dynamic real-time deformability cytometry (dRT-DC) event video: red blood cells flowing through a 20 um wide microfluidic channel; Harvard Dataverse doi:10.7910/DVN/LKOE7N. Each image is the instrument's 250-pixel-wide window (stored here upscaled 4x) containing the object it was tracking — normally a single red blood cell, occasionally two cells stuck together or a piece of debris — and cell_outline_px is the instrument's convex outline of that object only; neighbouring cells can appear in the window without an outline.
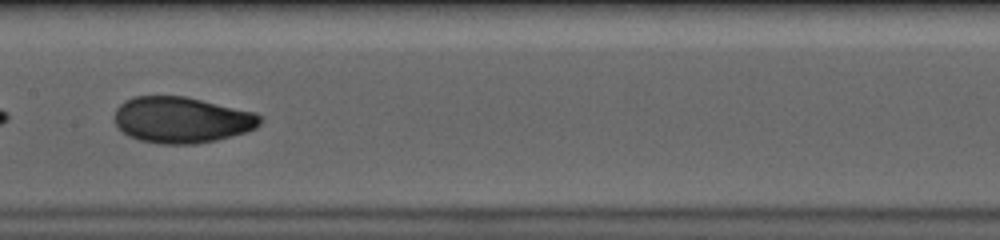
{"species": "human", "species_latin": "Homo sapiens", "temperature_condition": "cold", "stored_images_in_passage": 54, "camera_frame_rate_fps": 3000, "um_per_image_px": 0.085, "donor": {"sex": "male"}, "frame": {"image": 1, "passage_image": 27, "time_ms": 8.667, "image_size_px": [1000, 240], "cell_outline_px": [[264, 120], [256, 128], [248, 132], [216, 140], [196, 144], [160, 144], [140, 140], [128, 136], [116, 124], [116, 108], [124, 100], [136, 96], [184, 96], [256, 112], [264, 116]], "centroid_in_image_um": [15.51, 10.19], "position_along_channel_um": 191.9, "area_um2": 39.36}}
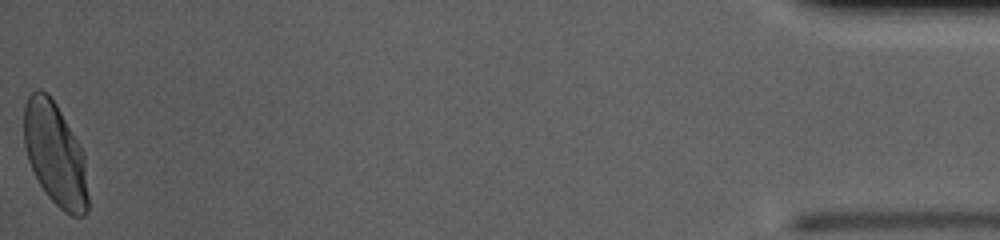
{"frame": {"image": 2, "passage_image": 54, "time_ms": 17.667, "image_size_px": [1000, 240], "cell_outline_px": [[88, 212], [84, 216], [72, 216], [64, 212], [48, 196], [40, 184], [28, 160], [24, 144], [24, 104], [28, 96], [36, 88], [40, 88], [48, 92], [56, 104], [80, 144], [84, 152], [88, 196]], "centroid_in_image_um": [4.69, 13.09], "position_along_channel_um": 430.5, "area_um2": 38.73}, "authors_computed_cell_mechanics": {"area_um2": 39.0728, "velocity_mm_per_s": 3.681, "shape_relaxation_time_tau1_ms": 4.2025, "shape_relaxation_time_tau2_ms": null, "deformation_change_tau1": 0.1663, "deformation_change_tau2": null}}